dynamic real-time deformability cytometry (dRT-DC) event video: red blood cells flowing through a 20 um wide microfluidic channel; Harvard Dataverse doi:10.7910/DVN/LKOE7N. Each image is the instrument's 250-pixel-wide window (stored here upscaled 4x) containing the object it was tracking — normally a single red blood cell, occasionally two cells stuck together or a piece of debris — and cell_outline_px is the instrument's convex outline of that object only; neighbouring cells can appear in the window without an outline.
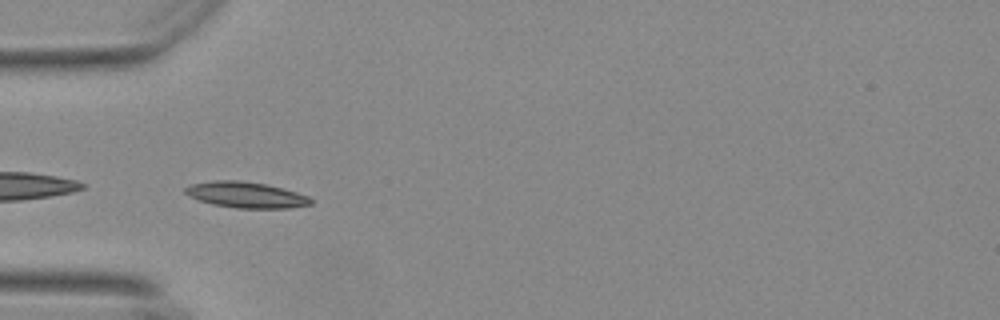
{"species": "Egyptian fruit bat (a non-hibernating species)", "species_latin": "Rousettus aegyptiacus", "temperature_condition": "warm", "stored_images_in_passage": 31, "camera_frame_rate_fps": 3000, "um_per_image_px": 0.085, "animal": {"sex": "female"}, "frame": {"image": 1, "passage_image": 1, "time_ms": 0.0, "image_size_px": [1000, 320], "cell_outline_px": [[312, 204], [288, 208], [236, 208], [212, 204], [200, 200], [184, 192], [184, 188], [192, 184], [216, 180], [236, 180], [264, 184], [296, 192], [308, 196], [312, 200]], "centroid_in_image_um": [20.92, 16.57], "position_along_channel_um": 64.1, "area_um2": 18.61}}
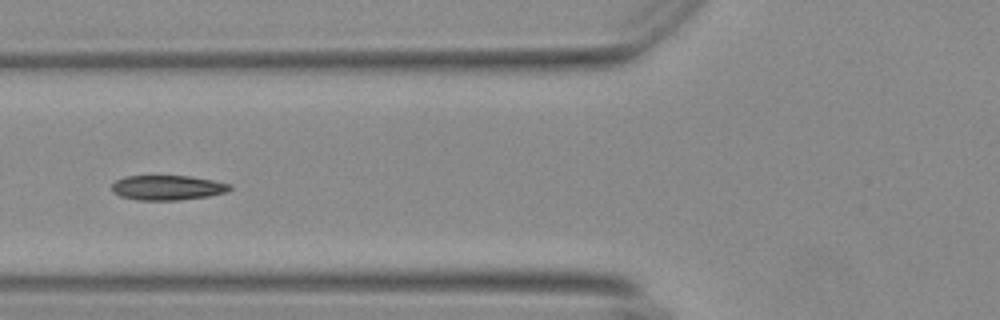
{"frame": {"image": 2, "passage_image": 5, "time_ms": 1.333, "image_size_px": [1000, 320], "cell_outline_px": [[232, 188], [228, 192], [208, 196], [180, 200], [136, 200], [120, 196], [112, 192], [112, 184], [116, 180], [124, 176], [188, 176], [212, 180], [228, 184]], "centroid_in_image_um": [14.2, 15.96], "position_along_channel_um": 111.6, "area_um2": 17.05}, "authors_computed_cell_mechanics": {"area_um2": 17.34, "velocity_mm_per_s": 3.6817, "shape_relaxation_time_tau1_ms": 5.3527, "shape_relaxation_time_tau2_ms": 1.2098, "deformation_change_tau1": 0.1736, "deformation_change_tau2": 0.0647}}